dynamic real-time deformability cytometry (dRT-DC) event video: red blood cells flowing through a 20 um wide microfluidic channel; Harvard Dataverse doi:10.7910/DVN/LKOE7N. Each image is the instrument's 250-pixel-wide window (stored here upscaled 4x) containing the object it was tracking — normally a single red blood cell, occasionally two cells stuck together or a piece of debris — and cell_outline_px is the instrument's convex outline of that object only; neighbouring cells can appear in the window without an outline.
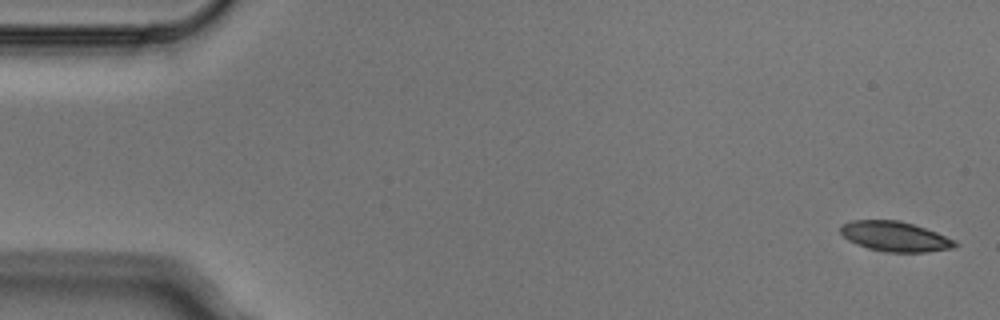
{"species": "Egyptian fruit bat (a non-hibernating species)", "species_latin": "Rousettus aegyptiacus", "temperature_condition": "cold", "stored_images_in_passage": 4, "camera_frame_rate_fps": 3000, "um_per_image_px": 0.085, "animal": {"sex": "male"}, "frame": {"image": 1, "passage_image": 1, "time_ms": 0.0, "image_size_px": [1000, 320], "cell_outline_px": [[960, 244], [952, 248], [924, 252], [888, 252], [868, 248], [856, 244], [848, 240], [840, 232], [840, 228], [844, 224], [852, 220], [900, 220], [936, 232], [956, 240]], "centroid_in_image_um": [76.09, 20.1], "position_along_channel_um": 8.9, "area_um2": 19.88}}